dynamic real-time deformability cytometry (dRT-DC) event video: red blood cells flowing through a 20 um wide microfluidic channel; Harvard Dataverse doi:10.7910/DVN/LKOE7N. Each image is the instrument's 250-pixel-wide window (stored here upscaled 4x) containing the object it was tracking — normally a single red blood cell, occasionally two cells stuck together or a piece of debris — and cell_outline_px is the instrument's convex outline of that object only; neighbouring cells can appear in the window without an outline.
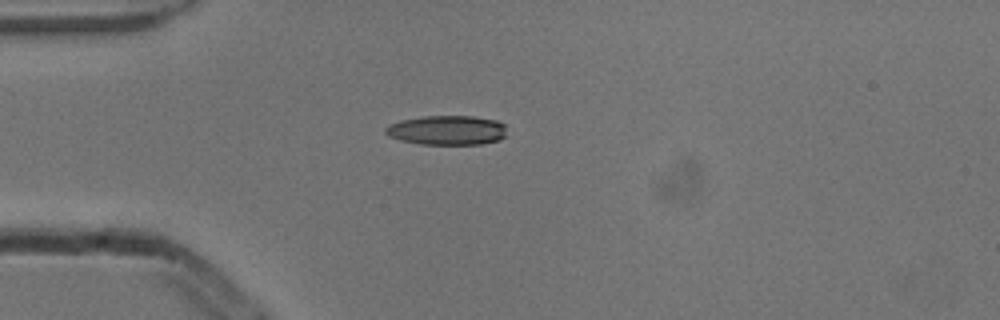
{"species": "common noctule bat (a hibernating species)", "species_latin": "Nyctalus noctula", "temperature_condition": "cold", "stored_images_in_passage": 4, "camera_frame_rate_fps": 3000, "um_per_image_px": 0.085, "animal": {"sex": "male", "body_mass_g": 13.3}, "frame": {"image": 1, "passage_image": 3, "time_ms": 0.667, "image_size_px": [1000, 320], "cell_outline_px": [[508, 136], [500, 140], [480, 144], [420, 144], [400, 140], [388, 136], [384, 132], [384, 128], [388, 124], [400, 120], [424, 116], [476, 116], [496, 120], [504, 124]], "centroid_in_image_um": [38.01, 11.06], "position_along_channel_um": 47.0, "area_um2": 21.15}}